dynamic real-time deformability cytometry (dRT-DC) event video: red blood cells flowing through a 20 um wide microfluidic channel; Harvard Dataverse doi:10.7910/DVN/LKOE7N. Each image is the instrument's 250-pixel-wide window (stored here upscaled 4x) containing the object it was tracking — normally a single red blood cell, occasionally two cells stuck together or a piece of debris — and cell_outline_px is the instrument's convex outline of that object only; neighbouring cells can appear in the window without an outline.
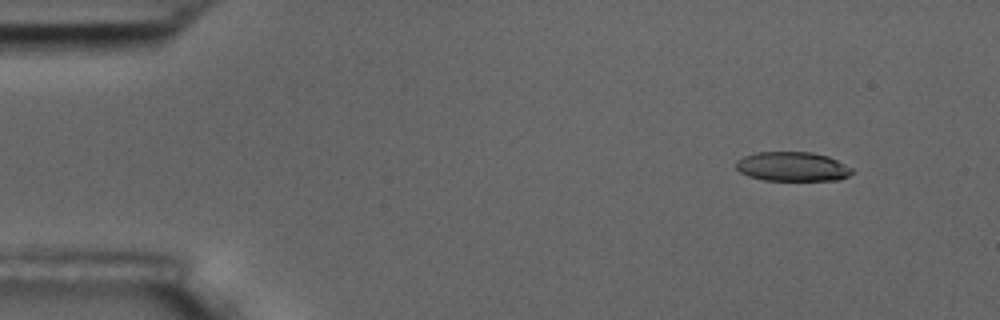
{"species": "common noctule bat (a hibernating species)", "species_latin": "Nyctalus noctula", "temperature_condition": "room temperature", "stored_images_in_passage": 4, "camera_frame_rate_fps": 3000, "um_per_image_px": 0.085, "animal": {"sex": "male", "body_mass_g": 17.5, "forearm_length_mm": 52.3}, "frame": {"image": 1, "passage_image": 1, "time_ms": 0.0, "image_size_px": [1000, 320], "cell_outline_px": [[856, 172], [840, 180], [764, 180], [748, 176], [740, 172], [736, 168], [736, 160], [744, 156], [756, 152], [812, 152], [828, 156], [852, 168]], "centroid_in_image_um": [67.36, 14.16], "position_along_channel_um": 17.6, "area_um2": 19.94}}
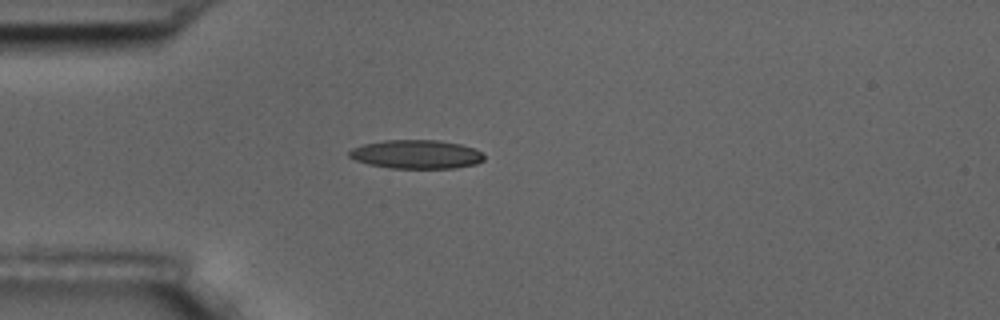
{"frame": {"image": 2, "passage_image": 4, "time_ms": 3.333, "image_size_px": [1000, 320], "cell_outline_px": [[484, 160], [476, 164], [456, 168], [388, 168], [368, 164], [356, 160], [348, 156], [348, 152], [352, 148], [364, 144], [384, 140], [440, 140], [460, 144], [476, 148], [484, 156]], "centroid_in_image_um": [35.4, 13.11], "position_along_channel_um": 49.6, "area_um2": 22.72}}